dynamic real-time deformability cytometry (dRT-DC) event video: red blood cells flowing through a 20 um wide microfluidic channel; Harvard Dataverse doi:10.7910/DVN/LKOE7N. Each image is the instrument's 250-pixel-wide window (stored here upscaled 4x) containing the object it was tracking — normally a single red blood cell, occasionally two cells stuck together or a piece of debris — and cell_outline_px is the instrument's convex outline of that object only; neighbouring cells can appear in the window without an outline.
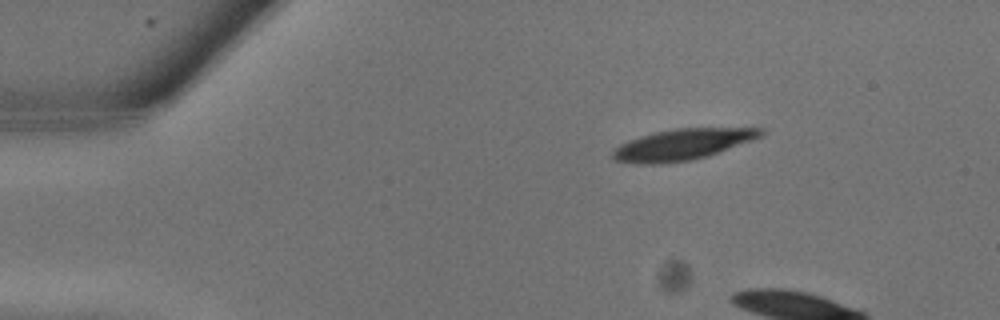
{"species": "common noctule bat (a hibernating species)", "species_latin": "Nyctalus noctula", "temperature_condition": "warm", "stored_images_in_passage": 6, "camera_frame_rate_fps": 3000, "um_per_image_px": 0.085, "animal": {"sex": "male", "body_mass_g": 13.3}, "frame": {"image": 1, "passage_image": 4, "time_ms": 1.0, "image_size_px": [1000, 320], "cell_outline_px": [[764, 136], [708, 156], [692, 160], [660, 164], [636, 164], [616, 160], [612, 156], [612, 152], [620, 144], [628, 140], [640, 136], [656, 132], [676, 128], [764, 128]], "centroid_in_image_um": [58.03, 12.28], "position_along_channel_um": 27.0, "area_um2": 26.82}}